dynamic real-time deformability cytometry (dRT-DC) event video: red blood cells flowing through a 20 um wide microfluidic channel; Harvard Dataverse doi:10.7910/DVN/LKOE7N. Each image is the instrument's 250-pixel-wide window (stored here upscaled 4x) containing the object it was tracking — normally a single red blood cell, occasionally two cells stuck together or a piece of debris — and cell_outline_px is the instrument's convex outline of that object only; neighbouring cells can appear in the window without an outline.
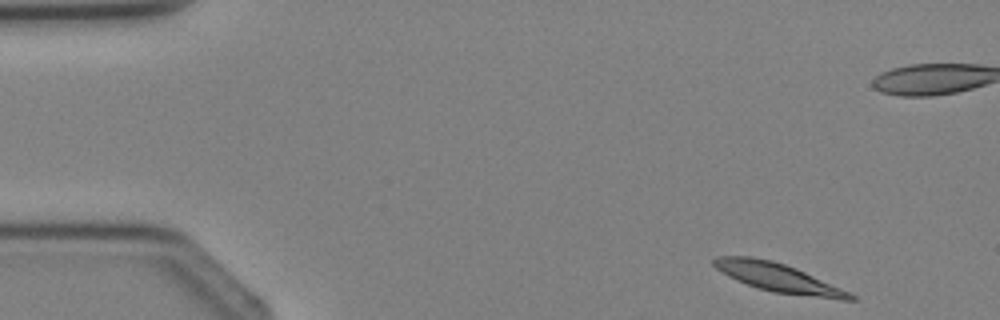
{"species": "Egyptian fruit bat (a non-hibernating species)", "species_latin": "Rousettus aegyptiacus", "temperature_condition": "cold", "stored_images_in_passage": 4, "camera_frame_rate_fps": 3000, "um_per_image_px": 0.085, "animal": {"sex": "female"}, "frame": {"image": 1, "passage_image": 1, "time_ms": 0.0, "image_size_px": [1000, 320], "cell_outline_px": [[856, 300], [840, 300], [772, 292], [756, 288], [736, 280], [728, 276], [716, 268], [712, 264], [712, 260], [716, 256], [752, 256], [772, 260], [796, 268], [840, 288], [856, 296]], "centroid_in_image_um": [66.11, 23.6], "position_along_channel_um": 18.9, "area_um2": 22.77}}